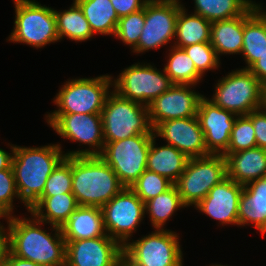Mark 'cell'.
<instances>
[{
  "instance_id": "1",
  "label": "cell",
  "mask_w": 266,
  "mask_h": 266,
  "mask_svg": "<svg viewBox=\"0 0 266 266\" xmlns=\"http://www.w3.org/2000/svg\"><path fill=\"white\" fill-rule=\"evenodd\" d=\"M5 218L8 220L5 233L13 255L40 266H65L66 242L60 227L52 225L51 229H55L53 237L39 227L43 222L36 217L32 220L12 215Z\"/></svg>"
},
{
  "instance_id": "2",
  "label": "cell",
  "mask_w": 266,
  "mask_h": 266,
  "mask_svg": "<svg viewBox=\"0 0 266 266\" xmlns=\"http://www.w3.org/2000/svg\"><path fill=\"white\" fill-rule=\"evenodd\" d=\"M65 157L59 144L14 146L12 170L19 198L27 210L42 195L49 175Z\"/></svg>"
},
{
  "instance_id": "3",
  "label": "cell",
  "mask_w": 266,
  "mask_h": 266,
  "mask_svg": "<svg viewBox=\"0 0 266 266\" xmlns=\"http://www.w3.org/2000/svg\"><path fill=\"white\" fill-rule=\"evenodd\" d=\"M124 187L100 156H72V193L79 206L102 208Z\"/></svg>"
},
{
  "instance_id": "4",
  "label": "cell",
  "mask_w": 266,
  "mask_h": 266,
  "mask_svg": "<svg viewBox=\"0 0 266 266\" xmlns=\"http://www.w3.org/2000/svg\"><path fill=\"white\" fill-rule=\"evenodd\" d=\"M104 142H114L139 134H154L148 106L123 98L114 90L108 94L101 112Z\"/></svg>"
},
{
  "instance_id": "5",
  "label": "cell",
  "mask_w": 266,
  "mask_h": 266,
  "mask_svg": "<svg viewBox=\"0 0 266 266\" xmlns=\"http://www.w3.org/2000/svg\"><path fill=\"white\" fill-rule=\"evenodd\" d=\"M215 86L210 101L235 115H248L263 108L264 86L249 69L232 71Z\"/></svg>"
},
{
  "instance_id": "6",
  "label": "cell",
  "mask_w": 266,
  "mask_h": 266,
  "mask_svg": "<svg viewBox=\"0 0 266 266\" xmlns=\"http://www.w3.org/2000/svg\"><path fill=\"white\" fill-rule=\"evenodd\" d=\"M14 5L15 27L8 41L41 48L59 40L54 9L35 0H14Z\"/></svg>"
},
{
  "instance_id": "7",
  "label": "cell",
  "mask_w": 266,
  "mask_h": 266,
  "mask_svg": "<svg viewBox=\"0 0 266 266\" xmlns=\"http://www.w3.org/2000/svg\"><path fill=\"white\" fill-rule=\"evenodd\" d=\"M227 177V162L222 154L189 158L185 171L174 183L186 206L197 205L209 190Z\"/></svg>"
},
{
  "instance_id": "8",
  "label": "cell",
  "mask_w": 266,
  "mask_h": 266,
  "mask_svg": "<svg viewBox=\"0 0 266 266\" xmlns=\"http://www.w3.org/2000/svg\"><path fill=\"white\" fill-rule=\"evenodd\" d=\"M153 136L154 134H139L119 141L104 142L99 156L112 168L125 187H130L147 169Z\"/></svg>"
},
{
  "instance_id": "9",
  "label": "cell",
  "mask_w": 266,
  "mask_h": 266,
  "mask_svg": "<svg viewBox=\"0 0 266 266\" xmlns=\"http://www.w3.org/2000/svg\"><path fill=\"white\" fill-rule=\"evenodd\" d=\"M178 241L177 233L157 229L135 242H128L123 247V260L129 266H183Z\"/></svg>"
},
{
  "instance_id": "10",
  "label": "cell",
  "mask_w": 266,
  "mask_h": 266,
  "mask_svg": "<svg viewBox=\"0 0 266 266\" xmlns=\"http://www.w3.org/2000/svg\"><path fill=\"white\" fill-rule=\"evenodd\" d=\"M111 82L109 75L67 81L54 100L59 109L51 114L101 113L110 93Z\"/></svg>"
},
{
  "instance_id": "11",
  "label": "cell",
  "mask_w": 266,
  "mask_h": 266,
  "mask_svg": "<svg viewBox=\"0 0 266 266\" xmlns=\"http://www.w3.org/2000/svg\"><path fill=\"white\" fill-rule=\"evenodd\" d=\"M47 123L62 138L79 141L93 149L70 151L66 156H99L105 145L101 113L48 114ZM98 149V150H97Z\"/></svg>"
},
{
  "instance_id": "12",
  "label": "cell",
  "mask_w": 266,
  "mask_h": 266,
  "mask_svg": "<svg viewBox=\"0 0 266 266\" xmlns=\"http://www.w3.org/2000/svg\"><path fill=\"white\" fill-rule=\"evenodd\" d=\"M123 98L148 106L174 84L169 76L144 63L134 64L120 73L112 84Z\"/></svg>"
},
{
  "instance_id": "13",
  "label": "cell",
  "mask_w": 266,
  "mask_h": 266,
  "mask_svg": "<svg viewBox=\"0 0 266 266\" xmlns=\"http://www.w3.org/2000/svg\"><path fill=\"white\" fill-rule=\"evenodd\" d=\"M101 209L107 235L124 247L143 220L145 203L130 187H124Z\"/></svg>"
},
{
  "instance_id": "14",
  "label": "cell",
  "mask_w": 266,
  "mask_h": 266,
  "mask_svg": "<svg viewBox=\"0 0 266 266\" xmlns=\"http://www.w3.org/2000/svg\"><path fill=\"white\" fill-rule=\"evenodd\" d=\"M179 3V0H149L146 3L145 25L134 53L157 49L175 38L178 13L183 7Z\"/></svg>"
},
{
  "instance_id": "15",
  "label": "cell",
  "mask_w": 266,
  "mask_h": 266,
  "mask_svg": "<svg viewBox=\"0 0 266 266\" xmlns=\"http://www.w3.org/2000/svg\"><path fill=\"white\" fill-rule=\"evenodd\" d=\"M65 242V266H121L123 262V246L107 234Z\"/></svg>"
},
{
  "instance_id": "16",
  "label": "cell",
  "mask_w": 266,
  "mask_h": 266,
  "mask_svg": "<svg viewBox=\"0 0 266 266\" xmlns=\"http://www.w3.org/2000/svg\"><path fill=\"white\" fill-rule=\"evenodd\" d=\"M191 86L194 85L174 84L148 105L152 129L161 122L197 115L200 100L204 96L191 90Z\"/></svg>"
},
{
  "instance_id": "17",
  "label": "cell",
  "mask_w": 266,
  "mask_h": 266,
  "mask_svg": "<svg viewBox=\"0 0 266 266\" xmlns=\"http://www.w3.org/2000/svg\"><path fill=\"white\" fill-rule=\"evenodd\" d=\"M153 131L155 137L164 138L188 158L210 155L197 116L161 122Z\"/></svg>"
},
{
  "instance_id": "18",
  "label": "cell",
  "mask_w": 266,
  "mask_h": 266,
  "mask_svg": "<svg viewBox=\"0 0 266 266\" xmlns=\"http://www.w3.org/2000/svg\"><path fill=\"white\" fill-rule=\"evenodd\" d=\"M196 116L204 133L207 151L210 154H223L229 146L230 133L237 115L203 97Z\"/></svg>"
},
{
  "instance_id": "19",
  "label": "cell",
  "mask_w": 266,
  "mask_h": 266,
  "mask_svg": "<svg viewBox=\"0 0 266 266\" xmlns=\"http://www.w3.org/2000/svg\"><path fill=\"white\" fill-rule=\"evenodd\" d=\"M243 185L228 176L209 190L208 195L194 207L221 224H237L239 200Z\"/></svg>"
},
{
  "instance_id": "20",
  "label": "cell",
  "mask_w": 266,
  "mask_h": 266,
  "mask_svg": "<svg viewBox=\"0 0 266 266\" xmlns=\"http://www.w3.org/2000/svg\"><path fill=\"white\" fill-rule=\"evenodd\" d=\"M238 222L240 226L254 223L262 236L266 232V177L243 185L239 200Z\"/></svg>"
},
{
  "instance_id": "21",
  "label": "cell",
  "mask_w": 266,
  "mask_h": 266,
  "mask_svg": "<svg viewBox=\"0 0 266 266\" xmlns=\"http://www.w3.org/2000/svg\"><path fill=\"white\" fill-rule=\"evenodd\" d=\"M60 229L65 241L91 239L107 234L100 207L79 206Z\"/></svg>"
},
{
  "instance_id": "22",
  "label": "cell",
  "mask_w": 266,
  "mask_h": 266,
  "mask_svg": "<svg viewBox=\"0 0 266 266\" xmlns=\"http://www.w3.org/2000/svg\"><path fill=\"white\" fill-rule=\"evenodd\" d=\"M227 162V176L245 185L266 177V149L255 147L231 154H222Z\"/></svg>"
},
{
  "instance_id": "23",
  "label": "cell",
  "mask_w": 266,
  "mask_h": 266,
  "mask_svg": "<svg viewBox=\"0 0 266 266\" xmlns=\"http://www.w3.org/2000/svg\"><path fill=\"white\" fill-rule=\"evenodd\" d=\"M254 4L244 14L242 55L249 69L261 56L266 53V12ZM261 9V10H260Z\"/></svg>"
},
{
  "instance_id": "24",
  "label": "cell",
  "mask_w": 266,
  "mask_h": 266,
  "mask_svg": "<svg viewBox=\"0 0 266 266\" xmlns=\"http://www.w3.org/2000/svg\"><path fill=\"white\" fill-rule=\"evenodd\" d=\"M155 144V136H153L146 163L147 170L175 183L185 171L189 158L172 145L156 147Z\"/></svg>"
},
{
  "instance_id": "25",
  "label": "cell",
  "mask_w": 266,
  "mask_h": 266,
  "mask_svg": "<svg viewBox=\"0 0 266 266\" xmlns=\"http://www.w3.org/2000/svg\"><path fill=\"white\" fill-rule=\"evenodd\" d=\"M79 207L72 192L39 197L28 209L32 217L43 223L61 227L69 215ZM44 208V210H43ZM45 211V213H44Z\"/></svg>"
},
{
  "instance_id": "26",
  "label": "cell",
  "mask_w": 266,
  "mask_h": 266,
  "mask_svg": "<svg viewBox=\"0 0 266 266\" xmlns=\"http://www.w3.org/2000/svg\"><path fill=\"white\" fill-rule=\"evenodd\" d=\"M244 14L235 18L213 22L210 42L217 57L220 54L242 52Z\"/></svg>"
},
{
  "instance_id": "27",
  "label": "cell",
  "mask_w": 266,
  "mask_h": 266,
  "mask_svg": "<svg viewBox=\"0 0 266 266\" xmlns=\"http://www.w3.org/2000/svg\"><path fill=\"white\" fill-rule=\"evenodd\" d=\"M90 24L93 34L115 35L119 17L110 0H74Z\"/></svg>"
},
{
  "instance_id": "28",
  "label": "cell",
  "mask_w": 266,
  "mask_h": 266,
  "mask_svg": "<svg viewBox=\"0 0 266 266\" xmlns=\"http://www.w3.org/2000/svg\"><path fill=\"white\" fill-rule=\"evenodd\" d=\"M212 23L197 14L187 15L185 8L179 10L175 39L176 47L183 48L202 42H210Z\"/></svg>"
},
{
  "instance_id": "29",
  "label": "cell",
  "mask_w": 266,
  "mask_h": 266,
  "mask_svg": "<svg viewBox=\"0 0 266 266\" xmlns=\"http://www.w3.org/2000/svg\"><path fill=\"white\" fill-rule=\"evenodd\" d=\"M194 14L211 23L245 14L255 3L251 0H194Z\"/></svg>"
},
{
  "instance_id": "30",
  "label": "cell",
  "mask_w": 266,
  "mask_h": 266,
  "mask_svg": "<svg viewBox=\"0 0 266 266\" xmlns=\"http://www.w3.org/2000/svg\"><path fill=\"white\" fill-rule=\"evenodd\" d=\"M54 13L59 40L66 36L71 40L82 42L94 35L83 11L75 1L70 9L63 12L54 10Z\"/></svg>"
},
{
  "instance_id": "31",
  "label": "cell",
  "mask_w": 266,
  "mask_h": 266,
  "mask_svg": "<svg viewBox=\"0 0 266 266\" xmlns=\"http://www.w3.org/2000/svg\"><path fill=\"white\" fill-rule=\"evenodd\" d=\"M169 53V61L163 72L166 73L173 84L196 85L202 78L197 71L194 62L183 48L172 46Z\"/></svg>"
},
{
  "instance_id": "32",
  "label": "cell",
  "mask_w": 266,
  "mask_h": 266,
  "mask_svg": "<svg viewBox=\"0 0 266 266\" xmlns=\"http://www.w3.org/2000/svg\"><path fill=\"white\" fill-rule=\"evenodd\" d=\"M181 207L187 206L182 202L175 185L166 192L145 202V212L149 213L154 228L159 230L163 229L162 227L166 221Z\"/></svg>"
},
{
  "instance_id": "33",
  "label": "cell",
  "mask_w": 266,
  "mask_h": 266,
  "mask_svg": "<svg viewBox=\"0 0 266 266\" xmlns=\"http://www.w3.org/2000/svg\"><path fill=\"white\" fill-rule=\"evenodd\" d=\"M255 147H257V143L252 125V112L248 115L236 117L233 129L230 133L229 146L223 154L236 153Z\"/></svg>"
},
{
  "instance_id": "34",
  "label": "cell",
  "mask_w": 266,
  "mask_h": 266,
  "mask_svg": "<svg viewBox=\"0 0 266 266\" xmlns=\"http://www.w3.org/2000/svg\"><path fill=\"white\" fill-rule=\"evenodd\" d=\"M173 185L174 183L168 178L146 169L130 188L145 203L151 198L166 192Z\"/></svg>"
},
{
  "instance_id": "35",
  "label": "cell",
  "mask_w": 266,
  "mask_h": 266,
  "mask_svg": "<svg viewBox=\"0 0 266 266\" xmlns=\"http://www.w3.org/2000/svg\"><path fill=\"white\" fill-rule=\"evenodd\" d=\"M72 192V156H66L49 175L40 197Z\"/></svg>"
},
{
  "instance_id": "36",
  "label": "cell",
  "mask_w": 266,
  "mask_h": 266,
  "mask_svg": "<svg viewBox=\"0 0 266 266\" xmlns=\"http://www.w3.org/2000/svg\"><path fill=\"white\" fill-rule=\"evenodd\" d=\"M144 25L145 7L137 12L119 18L114 36L134 49L138 45Z\"/></svg>"
},
{
  "instance_id": "37",
  "label": "cell",
  "mask_w": 266,
  "mask_h": 266,
  "mask_svg": "<svg viewBox=\"0 0 266 266\" xmlns=\"http://www.w3.org/2000/svg\"><path fill=\"white\" fill-rule=\"evenodd\" d=\"M195 64L197 71L203 76L205 71L217 69L220 58L217 57L211 42H202L183 47Z\"/></svg>"
},
{
  "instance_id": "38",
  "label": "cell",
  "mask_w": 266,
  "mask_h": 266,
  "mask_svg": "<svg viewBox=\"0 0 266 266\" xmlns=\"http://www.w3.org/2000/svg\"><path fill=\"white\" fill-rule=\"evenodd\" d=\"M15 196L19 198L12 168L0 170V218L11 216Z\"/></svg>"
},
{
  "instance_id": "39",
  "label": "cell",
  "mask_w": 266,
  "mask_h": 266,
  "mask_svg": "<svg viewBox=\"0 0 266 266\" xmlns=\"http://www.w3.org/2000/svg\"><path fill=\"white\" fill-rule=\"evenodd\" d=\"M252 125L255 131L257 147L266 149V108L252 111Z\"/></svg>"
},
{
  "instance_id": "40",
  "label": "cell",
  "mask_w": 266,
  "mask_h": 266,
  "mask_svg": "<svg viewBox=\"0 0 266 266\" xmlns=\"http://www.w3.org/2000/svg\"><path fill=\"white\" fill-rule=\"evenodd\" d=\"M119 18L143 9L149 0H110Z\"/></svg>"
},
{
  "instance_id": "41",
  "label": "cell",
  "mask_w": 266,
  "mask_h": 266,
  "mask_svg": "<svg viewBox=\"0 0 266 266\" xmlns=\"http://www.w3.org/2000/svg\"><path fill=\"white\" fill-rule=\"evenodd\" d=\"M249 70L257 77V79L266 86V53L261 56Z\"/></svg>"
},
{
  "instance_id": "42",
  "label": "cell",
  "mask_w": 266,
  "mask_h": 266,
  "mask_svg": "<svg viewBox=\"0 0 266 266\" xmlns=\"http://www.w3.org/2000/svg\"><path fill=\"white\" fill-rule=\"evenodd\" d=\"M9 252V242L4 227L0 224V266H4Z\"/></svg>"
},
{
  "instance_id": "43",
  "label": "cell",
  "mask_w": 266,
  "mask_h": 266,
  "mask_svg": "<svg viewBox=\"0 0 266 266\" xmlns=\"http://www.w3.org/2000/svg\"><path fill=\"white\" fill-rule=\"evenodd\" d=\"M4 266H40V265L32 261H29L27 259L17 257L9 251Z\"/></svg>"
},
{
  "instance_id": "44",
  "label": "cell",
  "mask_w": 266,
  "mask_h": 266,
  "mask_svg": "<svg viewBox=\"0 0 266 266\" xmlns=\"http://www.w3.org/2000/svg\"><path fill=\"white\" fill-rule=\"evenodd\" d=\"M11 149L12 153H8L0 148V170L12 168L14 146H11Z\"/></svg>"
},
{
  "instance_id": "45",
  "label": "cell",
  "mask_w": 266,
  "mask_h": 266,
  "mask_svg": "<svg viewBox=\"0 0 266 266\" xmlns=\"http://www.w3.org/2000/svg\"><path fill=\"white\" fill-rule=\"evenodd\" d=\"M263 108H266V86H264V105Z\"/></svg>"
},
{
  "instance_id": "46",
  "label": "cell",
  "mask_w": 266,
  "mask_h": 266,
  "mask_svg": "<svg viewBox=\"0 0 266 266\" xmlns=\"http://www.w3.org/2000/svg\"><path fill=\"white\" fill-rule=\"evenodd\" d=\"M121 266H129V265L123 260Z\"/></svg>"
}]
</instances>
